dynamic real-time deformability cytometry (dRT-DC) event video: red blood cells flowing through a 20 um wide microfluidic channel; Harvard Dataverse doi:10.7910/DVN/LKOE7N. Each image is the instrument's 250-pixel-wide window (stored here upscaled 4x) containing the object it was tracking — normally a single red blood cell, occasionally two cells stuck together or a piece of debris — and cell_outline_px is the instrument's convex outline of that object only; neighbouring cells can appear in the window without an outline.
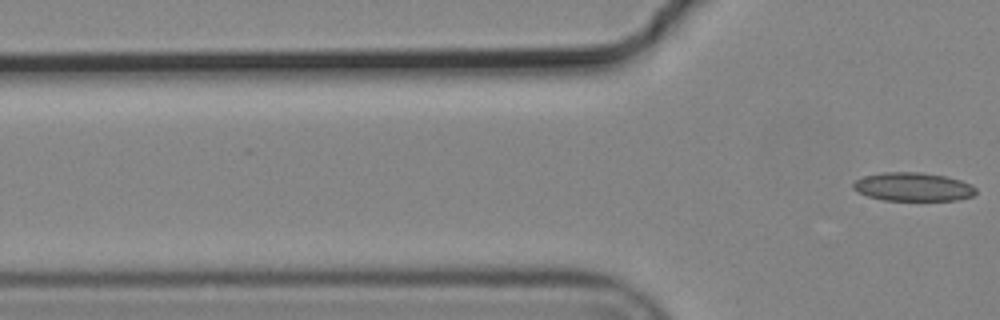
{"species": "common noctule bat (a hibernating species)", "species_latin": "Nyctalus noctula", "temperature_condition": "cold", "stored_images_in_passage": 6, "segment_of_instrument_passage": [2, 2], "camera_frame_rate_fps": 3000, "um_per_image_px": 0.085, "animal": {"sex": "male", "body_mass_g": 19.2, "forearm_length_mm": 51.8}, "frame": {"image": 1, "passage_image": 6, "time_ms": 1.667, "image_size_px": [1000, 320], "cell_outline_px": [[976, 192], [972, 196], [960, 200], [884, 200], [868, 196], [856, 192], [852, 188], [852, 184], [856, 180], [864, 176], [884, 172], [920, 172], [944, 176], [960, 180], [972, 184], [976, 188]], "centroid_in_image_um": [77.6, 15.88], "position_along_channel_um": 48.2, "area_um2": 20.46}}